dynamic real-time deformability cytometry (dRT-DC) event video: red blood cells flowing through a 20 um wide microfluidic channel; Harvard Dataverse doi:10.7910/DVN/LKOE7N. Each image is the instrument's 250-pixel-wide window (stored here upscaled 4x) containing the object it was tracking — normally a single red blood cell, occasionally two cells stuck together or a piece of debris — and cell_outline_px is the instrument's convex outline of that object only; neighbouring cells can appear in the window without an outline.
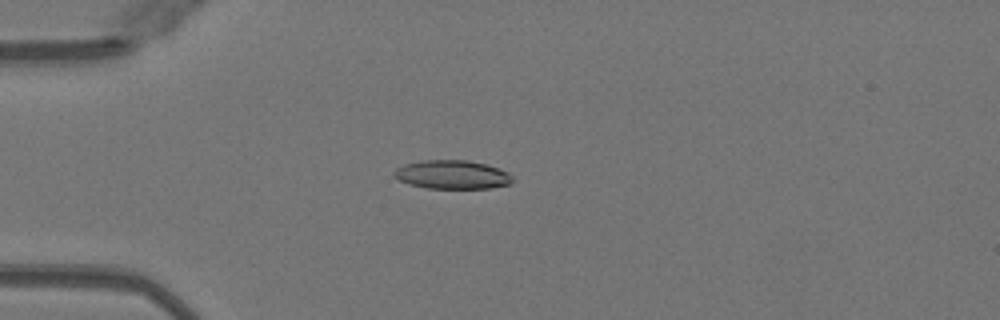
{"species": "Egyptian fruit bat (a non-hibernating species)", "species_latin": "Rousettus aegyptiacus", "temperature_condition": "warm", "stored_images_in_passage": 48, "camera_frame_rate_fps": 3000, "um_per_image_px": 0.085, "animal": {"sex": "female"}, "frame": {"image": 1, "passage_image": 11, "time_ms": 3.333, "image_size_px": [1000, 320], "cell_outline_px": [[512, 180], [508, 184], [492, 188], [428, 188], [408, 184], [392, 176], [392, 172], [396, 168], [404, 164], [420, 160], [468, 160], [484, 164], [508, 172], [512, 176]], "centroid_in_image_um": [38.38, 14.84], "position_along_channel_um": 46.6, "area_um2": 19.77}}
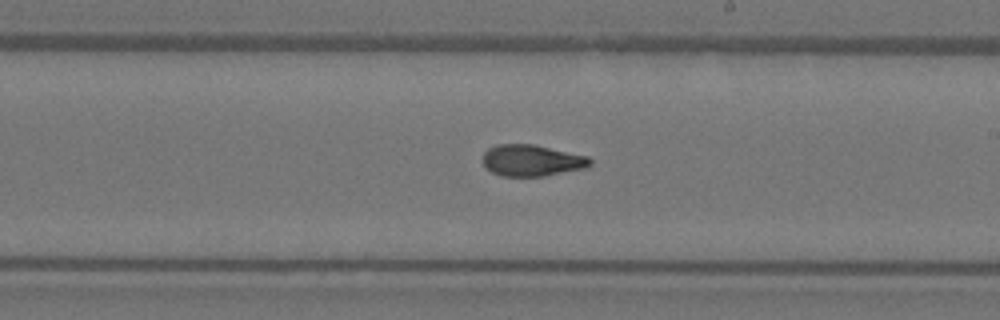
{"frame": {"image": 2, "passage_image": 27, "time_ms": 8.667, "image_size_px": [1000, 320], "cell_outline_px": [[592, 164], [588, 168], [544, 176], [500, 176], [492, 172], [484, 164], [484, 152], [488, 148], [496, 144], [532, 144], [588, 156], [592, 160]], "centroid_in_image_um": [45.24, 13.64], "position_along_channel_um": 243.8, "area_um2": 19.71}}
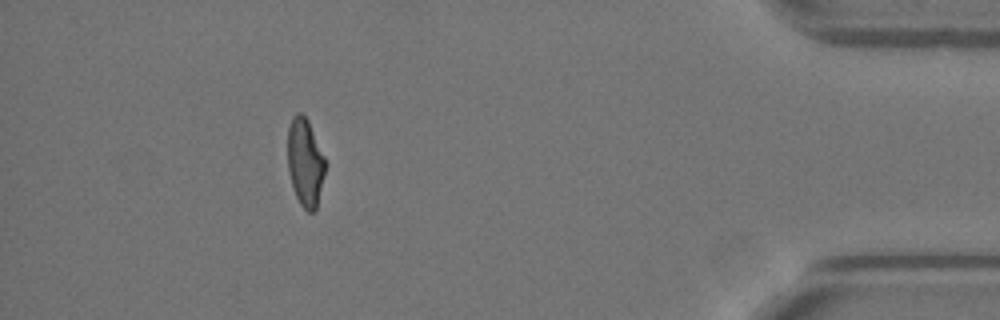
{"frame": {"image": 3, "passage_image": 43, "time_ms": 14.0, "image_size_px": [1000, 320], "cell_outline_px": [[328, 164], [316, 208], [312, 212], [308, 212], [300, 204], [296, 196], [292, 184], [288, 168], [288, 128], [292, 116], [296, 112], [300, 112], [308, 120]], "centroid_in_image_um": [25.96, 13.79], "position_along_channel_um": 409.2, "area_um2": 19.42}, "authors_computed_cell_mechanics": {"area_um2": 19.941, "velocity_mm_per_s": 4.0795, "shape_relaxation_time_tau1_ms": 6.1981, "shape_relaxation_time_tau2_ms": 2.0226, "deformation_change_tau1": 0.2302, "deformation_change_tau2": 0.0885}}